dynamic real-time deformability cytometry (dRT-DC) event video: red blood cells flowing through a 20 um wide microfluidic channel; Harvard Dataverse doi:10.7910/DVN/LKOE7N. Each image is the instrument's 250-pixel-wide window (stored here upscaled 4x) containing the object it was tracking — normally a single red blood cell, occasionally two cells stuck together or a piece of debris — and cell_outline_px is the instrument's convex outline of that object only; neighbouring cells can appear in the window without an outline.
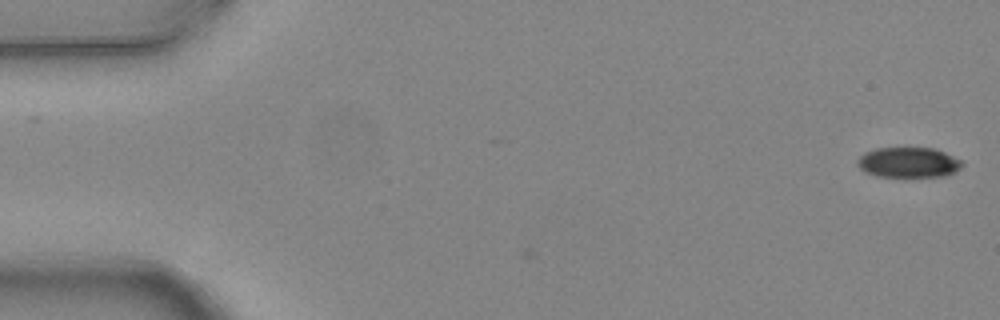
{"species": "common noctule bat (a hibernating species)", "species_latin": "Nyctalus noctula", "temperature_condition": "warm", "stored_images_in_passage": 6, "camera_frame_rate_fps": 3000, "um_per_image_px": 0.085, "animal": {"sex": "female", "body_mass_g": 24.6, "forearm_length_mm": 56.2}, "frame": {"image": 1, "passage_image": 1, "time_ms": 0.0, "image_size_px": [1000, 320], "cell_outline_px": [[964, 164], [956, 172], [944, 176], [876, 176], [860, 168], [856, 164], [856, 160], [864, 152], [876, 148], [936, 148], [960, 160]], "centroid_in_image_um": [77.22, 13.79], "position_along_channel_um": 7.8, "area_um2": 18.38}}
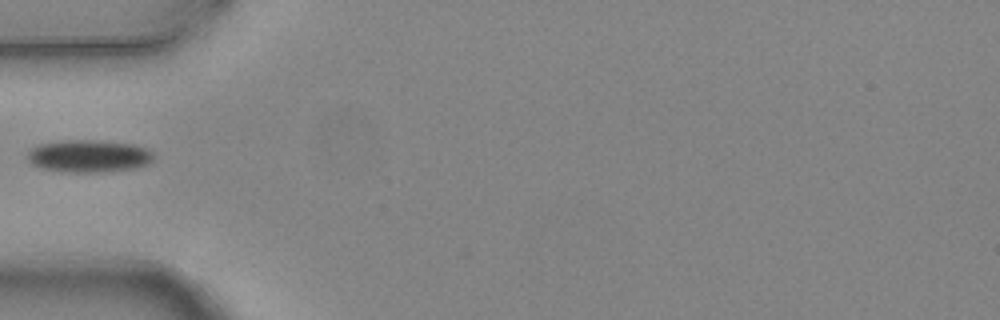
{"frame": {"image": 2, "passage_image": 5, "time_ms": 1.333, "image_size_px": [1000, 320], "cell_outline_px": [[152, 160], [148, 164], [136, 168], [100, 172], [72, 172], [44, 168], [32, 164], [28, 160], [28, 152], [36, 144], [60, 140], [100, 140], [132, 144], [148, 148], [152, 152]], "centroid_in_image_um": [7.55, 13.25], "position_along_channel_um": 77.4, "area_um2": 23.87}}
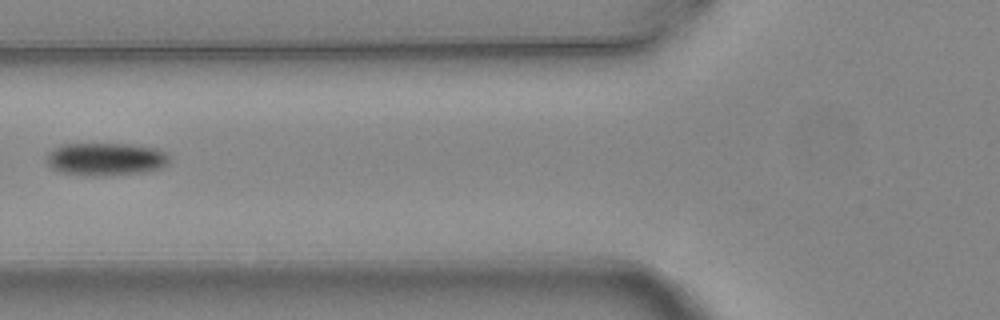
{"frame": {"image": 3, "passage_image": 6, "time_ms": 1.667, "image_size_px": [1000, 320], "cell_outline_px": [[168, 160], [160, 168], [144, 172], [100, 176], [92, 176], [60, 172], [52, 168], [48, 164], [48, 152], [64, 144], [128, 144], [156, 148], [164, 152], [168, 156]], "centroid_in_image_um": [8.97, 13.53], "position_along_channel_um": 116.8, "area_um2": 23.12}}